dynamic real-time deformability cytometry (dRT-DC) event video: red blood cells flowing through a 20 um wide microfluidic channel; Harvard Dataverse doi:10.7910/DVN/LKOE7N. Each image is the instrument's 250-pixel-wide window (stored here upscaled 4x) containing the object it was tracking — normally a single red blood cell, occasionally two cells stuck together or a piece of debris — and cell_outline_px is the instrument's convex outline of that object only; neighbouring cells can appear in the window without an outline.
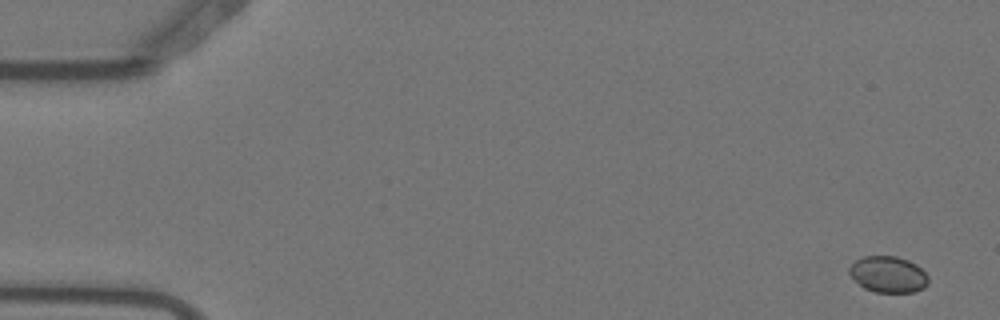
{"species": "Egyptian fruit bat (a non-hibernating species)", "species_latin": "Rousettus aegyptiacus", "temperature_condition": "warm", "stored_images_in_passage": 5, "camera_frame_rate_fps": 3000, "um_per_image_px": 0.085, "animal": {"sex": "female"}, "frame": {"image": 1, "passage_image": 1, "time_ms": 0.0, "image_size_px": [1000, 320], "cell_outline_px": [[928, 284], [924, 288], [916, 292], [876, 292], [864, 288], [848, 272], [848, 268], [856, 260], [864, 256], [896, 256], [908, 260], [916, 264], [928, 276]], "centroid_in_image_um": [75.51, 23.32], "position_along_channel_um": 9.5, "area_um2": 16.65}}